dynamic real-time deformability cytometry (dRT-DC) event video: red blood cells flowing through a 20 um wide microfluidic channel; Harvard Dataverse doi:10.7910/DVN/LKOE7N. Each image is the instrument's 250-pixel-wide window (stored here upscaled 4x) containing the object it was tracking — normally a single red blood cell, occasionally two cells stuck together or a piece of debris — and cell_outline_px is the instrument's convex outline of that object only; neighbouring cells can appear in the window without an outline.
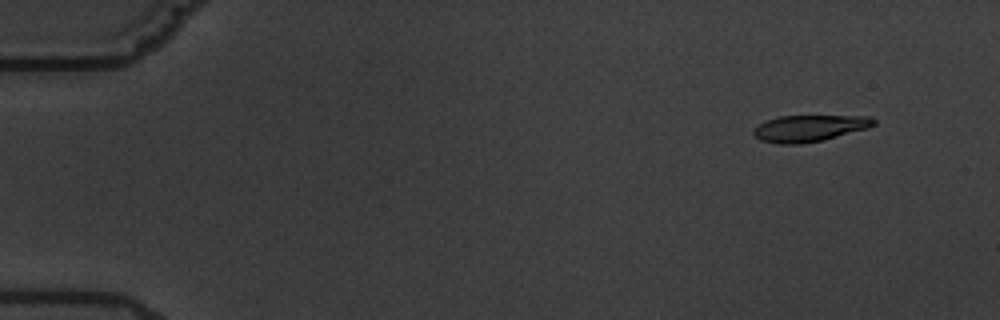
{"species": "common noctule bat (a hibernating species)", "species_latin": "Nyctalus noctula", "temperature_condition": "warm", "stored_images_in_passage": 6, "camera_frame_rate_fps": 3000, "um_per_image_px": 0.085, "animal": {"sex": "male", "body_mass_g": 19.5, "forearm_length_mm": 54.6}, "frame": {"image": 1, "passage_image": 2, "time_ms": 1.0, "image_size_px": [1000, 320], "cell_outline_px": [[876, 124], [868, 128], [824, 140], [800, 144], [780, 144], [760, 140], [752, 132], [760, 124], [768, 120], [780, 116], [872, 116], [876, 120]], "centroid_in_image_um": [68.85, 10.9], "position_along_channel_um": 16.2, "area_um2": 18.5}}
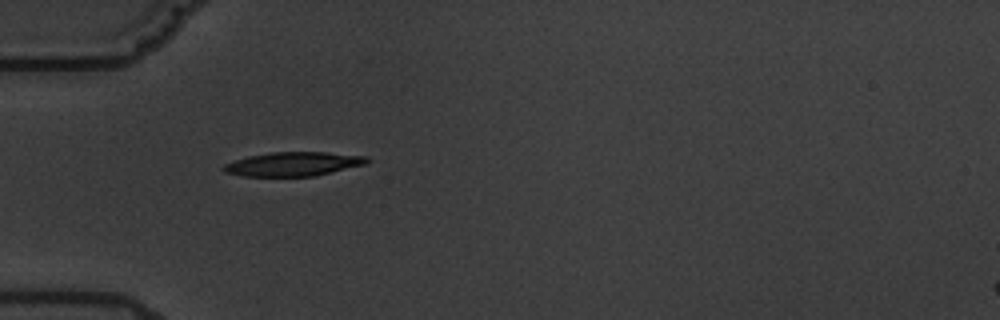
{"frame": {"image": 2, "passage_image": 6, "time_ms": 5.667, "image_size_px": [1000, 320], "cell_outline_px": [[372, 160], [368, 164], [316, 176], [244, 176], [224, 172], [220, 168], [224, 164], [248, 156], [272, 152], [324, 152], [368, 156]], "centroid_in_image_um": [24.99, 13.94], "position_along_channel_um": 60.0, "area_um2": 20.29}}